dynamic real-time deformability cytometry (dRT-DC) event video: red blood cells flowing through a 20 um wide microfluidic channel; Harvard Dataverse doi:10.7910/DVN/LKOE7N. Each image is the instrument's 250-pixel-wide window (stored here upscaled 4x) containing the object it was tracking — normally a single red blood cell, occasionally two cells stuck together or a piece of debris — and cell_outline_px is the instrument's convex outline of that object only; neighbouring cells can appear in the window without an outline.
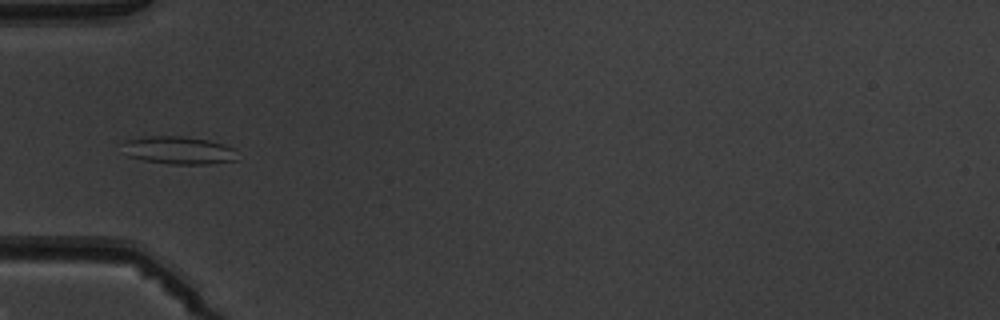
{"species": "common noctule bat (a hibernating species)", "species_latin": "Nyctalus noctula", "temperature_condition": "warm", "stored_images_in_passage": 4, "camera_frame_rate_fps": 3000, "um_per_image_px": 0.085, "animal": {"sex": "male", "body_mass_g": 19.5, "forearm_length_mm": 54.6}, "frame": {"image": 1, "passage_image": 4, "time_ms": 3.333, "image_size_px": [1000, 320], "cell_outline_px": [[236, 160], [208, 164], [172, 164], [144, 160], [128, 156], [124, 144], [124, 140], [144, 136], [180, 136], [208, 140], [224, 144], [236, 148]], "centroid_in_image_um": [15.22, 12.77], "position_along_channel_um": 69.8, "area_um2": 18.5}}